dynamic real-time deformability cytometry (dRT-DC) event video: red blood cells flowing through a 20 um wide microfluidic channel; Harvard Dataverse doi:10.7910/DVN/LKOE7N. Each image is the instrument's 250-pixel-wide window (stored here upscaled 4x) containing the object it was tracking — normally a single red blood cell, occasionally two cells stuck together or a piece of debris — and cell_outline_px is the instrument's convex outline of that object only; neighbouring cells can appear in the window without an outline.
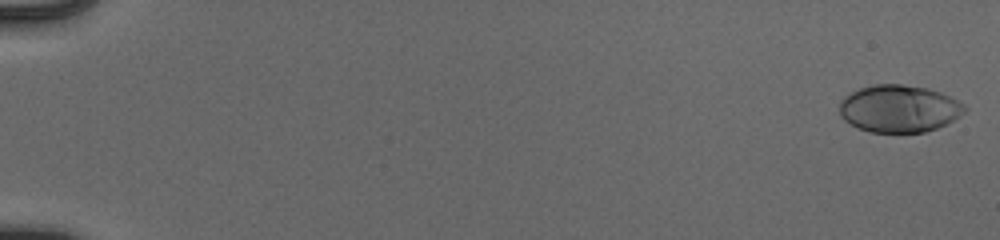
{"species": "human", "species_latin": "Homo sapiens", "temperature_condition": "cold", "stored_images_in_passage": 16, "camera_frame_rate_fps": 3000, "um_per_image_px": 0.085, "donor": {"sex": "male"}, "frame": {"image": 1, "passage_image": 1, "time_ms": 0.0, "image_size_px": [1000, 240], "cell_outline_px": [[968, 108], [964, 112], [952, 120], [936, 128], [924, 132], [868, 132], [856, 128], [844, 120], [840, 116], [840, 100], [844, 96], [860, 88], [872, 84], [904, 84], [928, 88], [940, 92], [964, 104]], "centroid_in_image_um": [76.38, 9.23], "position_along_channel_um": 8.6, "area_um2": 34.56}}